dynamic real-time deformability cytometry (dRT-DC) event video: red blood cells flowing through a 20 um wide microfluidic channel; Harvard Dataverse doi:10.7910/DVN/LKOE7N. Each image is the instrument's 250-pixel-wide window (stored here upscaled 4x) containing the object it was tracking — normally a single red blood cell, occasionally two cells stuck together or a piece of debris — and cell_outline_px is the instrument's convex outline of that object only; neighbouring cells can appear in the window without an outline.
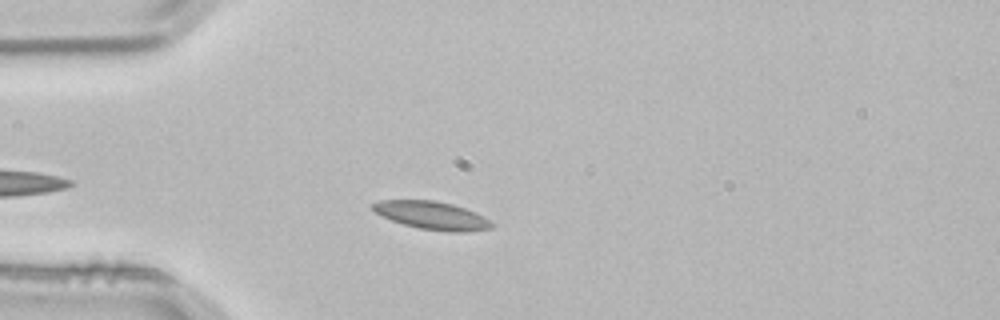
{"species": "common noctule bat (a hibernating species)", "species_latin": "Nyctalus noctula", "temperature_condition": "room temperature", "stored_images_in_passage": 1, "camera_frame_rate_fps": 3000, "um_per_image_px": 0.085, "animal": {"sex": "male", "body_mass_g": 21.5, "forearm_length_mm": 52.0}, "frame": {"image": 1, "passage_image": 1, "time_ms": 0.0, "image_size_px": [1000, 320], "cell_outline_px": [[496, 224], [492, 228], [468, 232], [448, 232], [420, 228], [404, 224], [380, 216], [372, 212], [368, 208], [368, 204], [380, 200], [432, 200], [452, 204], [464, 208], [484, 216]], "centroid_in_image_um": [36.67, 18.31], "position_along_channel_um": 48.3, "area_um2": 19.77}}